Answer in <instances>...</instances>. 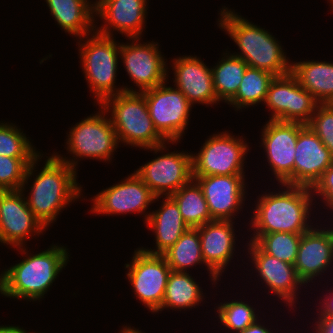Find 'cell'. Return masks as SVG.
Returning a JSON list of instances; mask_svg holds the SVG:
<instances>
[{
	"instance_id": "obj_1",
	"label": "cell",
	"mask_w": 333,
	"mask_h": 333,
	"mask_svg": "<svg viewBox=\"0 0 333 333\" xmlns=\"http://www.w3.org/2000/svg\"><path fill=\"white\" fill-rule=\"evenodd\" d=\"M43 156L44 154L40 153L29 164L21 190L25 192L28 182L31 183L33 178L30 192L25 196L27 205L48 230L64 208L83 196V187L77 181V170L60 160L54 153L46 156L41 171L36 173L38 162L42 161Z\"/></svg>"
},
{
	"instance_id": "obj_2",
	"label": "cell",
	"mask_w": 333,
	"mask_h": 333,
	"mask_svg": "<svg viewBox=\"0 0 333 333\" xmlns=\"http://www.w3.org/2000/svg\"><path fill=\"white\" fill-rule=\"evenodd\" d=\"M279 186L278 191L259 194L249 221L253 237L248 241L255 242L262 234L274 232L303 234L315 226L310 223L312 207L317 202L312 189L286 184Z\"/></svg>"
},
{
	"instance_id": "obj_3",
	"label": "cell",
	"mask_w": 333,
	"mask_h": 333,
	"mask_svg": "<svg viewBox=\"0 0 333 333\" xmlns=\"http://www.w3.org/2000/svg\"><path fill=\"white\" fill-rule=\"evenodd\" d=\"M49 247L35 254L29 253L27 246L17 247L24 258L0 273V294L4 298L30 302L45 298L70 257L67 246L52 244Z\"/></svg>"
},
{
	"instance_id": "obj_4",
	"label": "cell",
	"mask_w": 333,
	"mask_h": 333,
	"mask_svg": "<svg viewBox=\"0 0 333 333\" xmlns=\"http://www.w3.org/2000/svg\"><path fill=\"white\" fill-rule=\"evenodd\" d=\"M220 10L218 27L226 31L237 45V50H240L231 54L243 59L248 67L264 70L275 76L291 72L292 61L274 35L235 13V10L225 6Z\"/></svg>"
},
{
	"instance_id": "obj_5",
	"label": "cell",
	"mask_w": 333,
	"mask_h": 333,
	"mask_svg": "<svg viewBox=\"0 0 333 333\" xmlns=\"http://www.w3.org/2000/svg\"><path fill=\"white\" fill-rule=\"evenodd\" d=\"M79 39V63L96 100L94 105H101L107 98L119 93L136 92V88L115 85L121 43L112 36L101 35L96 31Z\"/></svg>"
},
{
	"instance_id": "obj_6",
	"label": "cell",
	"mask_w": 333,
	"mask_h": 333,
	"mask_svg": "<svg viewBox=\"0 0 333 333\" xmlns=\"http://www.w3.org/2000/svg\"><path fill=\"white\" fill-rule=\"evenodd\" d=\"M101 106L110 113L118 142L141 149L163 145L167 141L157 132L141 92H123L107 98Z\"/></svg>"
},
{
	"instance_id": "obj_7",
	"label": "cell",
	"mask_w": 333,
	"mask_h": 333,
	"mask_svg": "<svg viewBox=\"0 0 333 333\" xmlns=\"http://www.w3.org/2000/svg\"><path fill=\"white\" fill-rule=\"evenodd\" d=\"M90 116L77 122L70 128L66 138V150L72 156L63 157L53 152L60 160L78 170L79 159H95L111 162L119 142L112 122L106 110L101 106ZM108 115V116H106ZM71 158V159H70Z\"/></svg>"
},
{
	"instance_id": "obj_8",
	"label": "cell",
	"mask_w": 333,
	"mask_h": 333,
	"mask_svg": "<svg viewBox=\"0 0 333 333\" xmlns=\"http://www.w3.org/2000/svg\"><path fill=\"white\" fill-rule=\"evenodd\" d=\"M229 131L210 135L198 153H192V175H245L244 164L250 151L243 136Z\"/></svg>"
},
{
	"instance_id": "obj_9",
	"label": "cell",
	"mask_w": 333,
	"mask_h": 333,
	"mask_svg": "<svg viewBox=\"0 0 333 333\" xmlns=\"http://www.w3.org/2000/svg\"><path fill=\"white\" fill-rule=\"evenodd\" d=\"M175 143L178 142H167L160 146L146 148L156 155L158 153L161 155L155 156L134 171L156 197L171 196L193 179L192 152H169L167 145Z\"/></svg>"
},
{
	"instance_id": "obj_10",
	"label": "cell",
	"mask_w": 333,
	"mask_h": 333,
	"mask_svg": "<svg viewBox=\"0 0 333 333\" xmlns=\"http://www.w3.org/2000/svg\"><path fill=\"white\" fill-rule=\"evenodd\" d=\"M166 82L141 93L157 132L167 142H180L188 129L193 105L179 89Z\"/></svg>"
},
{
	"instance_id": "obj_11",
	"label": "cell",
	"mask_w": 333,
	"mask_h": 333,
	"mask_svg": "<svg viewBox=\"0 0 333 333\" xmlns=\"http://www.w3.org/2000/svg\"><path fill=\"white\" fill-rule=\"evenodd\" d=\"M125 269H128L126 278L131 283L136 298L151 313H159L172 271L165 257L149 254L139 247L134 250L130 263L125 264Z\"/></svg>"
},
{
	"instance_id": "obj_12",
	"label": "cell",
	"mask_w": 333,
	"mask_h": 333,
	"mask_svg": "<svg viewBox=\"0 0 333 333\" xmlns=\"http://www.w3.org/2000/svg\"><path fill=\"white\" fill-rule=\"evenodd\" d=\"M163 196L156 197L150 188L136 175L129 174L117 184H113L97 193L91 201L90 212L94 215H124L127 213L144 214V224L150 212L149 205Z\"/></svg>"
},
{
	"instance_id": "obj_13",
	"label": "cell",
	"mask_w": 333,
	"mask_h": 333,
	"mask_svg": "<svg viewBox=\"0 0 333 333\" xmlns=\"http://www.w3.org/2000/svg\"><path fill=\"white\" fill-rule=\"evenodd\" d=\"M271 115L269 120L307 124L319 104L290 72L275 76L263 103Z\"/></svg>"
},
{
	"instance_id": "obj_14",
	"label": "cell",
	"mask_w": 333,
	"mask_h": 333,
	"mask_svg": "<svg viewBox=\"0 0 333 333\" xmlns=\"http://www.w3.org/2000/svg\"><path fill=\"white\" fill-rule=\"evenodd\" d=\"M141 39L128 38L130 42H121L120 46V59L134 86L139 88L136 92L159 86L170 77V68L159 49V43L153 40L145 43Z\"/></svg>"
},
{
	"instance_id": "obj_15",
	"label": "cell",
	"mask_w": 333,
	"mask_h": 333,
	"mask_svg": "<svg viewBox=\"0 0 333 333\" xmlns=\"http://www.w3.org/2000/svg\"><path fill=\"white\" fill-rule=\"evenodd\" d=\"M299 122L268 120L261 128V146L277 184L293 185L295 146L298 133L305 127Z\"/></svg>"
},
{
	"instance_id": "obj_16",
	"label": "cell",
	"mask_w": 333,
	"mask_h": 333,
	"mask_svg": "<svg viewBox=\"0 0 333 333\" xmlns=\"http://www.w3.org/2000/svg\"><path fill=\"white\" fill-rule=\"evenodd\" d=\"M25 193L22 190L0 191V243L3 245L23 247L31 238H38L46 231L29 209Z\"/></svg>"
},
{
	"instance_id": "obj_17",
	"label": "cell",
	"mask_w": 333,
	"mask_h": 333,
	"mask_svg": "<svg viewBox=\"0 0 333 333\" xmlns=\"http://www.w3.org/2000/svg\"><path fill=\"white\" fill-rule=\"evenodd\" d=\"M247 251L250 256L248 261L252 263L261 282L285 305L292 309L296 307L300 297V287L305 286L304 282L298 277L296 268L293 264L286 263L265 253L255 242L247 241Z\"/></svg>"
},
{
	"instance_id": "obj_18",
	"label": "cell",
	"mask_w": 333,
	"mask_h": 333,
	"mask_svg": "<svg viewBox=\"0 0 333 333\" xmlns=\"http://www.w3.org/2000/svg\"><path fill=\"white\" fill-rule=\"evenodd\" d=\"M246 175L193 176L201 187L212 220L233 221L246 200Z\"/></svg>"
},
{
	"instance_id": "obj_19",
	"label": "cell",
	"mask_w": 333,
	"mask_h": 333,
	"mask_svg": "<svg viewBox=\"0 0 333 333\" xmlns=\"http://www.w3.org/2000/svg\"><path fill=\"white\" fill-rule=\"evenodd\" d=\"M148 2L149 0H95V19L100 18L103 23L95 26V31L112 37L116 31L124 34L126 39L144 37Z\"/></svg>"
},
{
	"instance_id": "obj_20",
	"label": "cell",
	"mask_w": 333,
	"mask_h": 333,
	"mask_svg": "<svg viewBox=\"0 0 333 333\" xmlns=\"http://www.w3.org/2000/svg\"><path fill=\"white\" fill-rule=\"evenodd\" d=\"M234 221L213 220L197 227L201 253L212 285L216 287L228 264L235 255L236 239Z\"/></svg>"
},
{
	"instance_id": "obj_21",
	"label": "cell",
	"mask_w": 333,
	"mask_h": 333,
	"mask_svg": "<svg viewBox=\"0 0 333 333\" xmlns=\"http://www.w3.org/2000/svg\"><path fill=\"white\" fill-rule=\"evenodd\" d=\"M316 226L302 234L294 264L306 286L316 277L322 278L333 265V227Z\"/></svg>"
},
{
	"instance_id": "obj_22",
	"label": "cell",
	"mask_w": 333,
	"mask_h": 333,
	"mask_svg": "<svg viewBox=\"0 0 333 333\" xmlns=\"http://www.w3.org/2000/svg\"><path fill=\"white\" fill-rule=\"evenodd\" d=\"M174 72V87L179 89L192 104L213 106L219 104L217 99L211 67L199 56H180L171 60Z\"/></svg>"
},
{
	"instance_id": "obj_23",
	"label": "cell",
	"mask_w": 333,
	"mask_h": 333,
	"mask_svg": "<svg viewBox=\"0 0 333 333\" xmlns=\"http://www.w3.org/2000/svg\"><path fill=\"white\" fill-rule=\"evenodd\" d=\"M333 163V155L318 136L306 125L295 146L293 185L312 188Z\"/></svg>"
},
{
	"instance_id": "obj_24",
	"label": "cell",
	"mask_w": 333,
	"mask_h": 333,
	"mask_svg": "<svg viewBox=\"0 0 333 333\" xmlns=\"http://www.w3.org/2000/svg\"><path fill=\"white\" fill-rule=\"evenodd\" d=\"M158 210H153L145 224L154 233L155 247H140L149 254L165 253L189 228L182 219L178 204L171 196H164Z\"/></svg>"
},
{
	"instance_id": "obj_25",
	"label": "cell",
	"mask_w": 333,
	"mask_h": 333,
	"mask_svg": "<svg viewBox=\"0 0 333 333\" xmlns=\"http://www.w3.org/2000/svg\"><path fill=\"white\" fill-rule=\"evenodd\" d=\"M57 25L77 39L95 31V1L45 0ZM96 21V22H95Z\"/></svg>"
},
{
	"instance_id": "obj_26",
	"label": "cell",
	"mask_w": 333,
	"mask_h": 333,
	"mask_svg": "<svg viewBox=\"0 0 333 333\" xmlns=\"http://www.w3.org/2000/svg\"><path fill=\"white\" fill-rule=\"evenodd\" d=\"M291 73L319 104H329L333 100V62L292 61Z\"/></svg>"
},
{
	"instance_id": "obj_27",
	"label": "cell",
	"mask_w": 333,
	"mask_h": 333,
	"mask_svg": "<svg viewBox=\"0 0 333 333\" xmlns=\"http://www.w3.org/2000/svg\"><path fill=\"white\" fill-rule=\"evenodd\" d=\"M199 282L188 272L171 271L168 277L164 299L159 312L164 309L184 311L198 307L203 302L204 293Z\"/></svg>"
},
{
	"instance_id": "obj_28",
	"label": "cell",
	"mask_w": 333,
	"mask_h": 333,
	"mask_svg": "<svg viewBox=\"0 0 333 333\" xmlns=\"http://www.w3.org/2000/svg\"><path fill=\"white\" fill-rule=\"evenodd\" d=\"M223 57L211 66L214 90L219 101L227 103L237 92L247 63L230 52H223Z\"/></svg>"
},
{
	"instance_id": "obj_29",
	"label": "cell",
	"mask_w": 333,
	"mask_h": 333,
	"mask_svg": "<svg viewBox=\"0 0 333 333\" xmlns=\"http://www.w3.org/2000/svg\"><path fill=\"white\" fill-rule=\"evenodd\" d=\"M171 197L178 204L182 219L189 228H197L213 221L203 191L194 179Z\"/></svg>"
},
{
	"instance_id": "obj_30",
	"label": "cell",
	"mask_w": 333,
	"mask_h": 333,
	"mask_svg": "<svg viewBox=\"0 0 333 333\" xmlns=\"http://www.w3.org/2000/svg\"><path fill=\"white\" fill-rule=\"evenodd\" d=\"M274 77L270 72L247 67L236 94L227 104L237 111L263 104Z\"/></svg>"
},
{
	"instance_id": "obj_31",
	"label": "cell",
	"mask_w": 333,
	"mask_h": 333,
	"mask_svg": "<svg viewBox=\"0 0 333 333\" xmlns=\"http://www.w3.org/2000/svg\"><path fill=\"white\" fill-rule=\"evenodd\" d=\"M172 271L187 272L189 268L204 264L199 232L197 228H188L165 253L162 254Z\"/></svg>"
},
{
	"instance_id": "obj_32",
	"label": "cell",
	"mask_w": 333,
	"mask_h": 333,
	"mask_svg": "<svg viewBox=\"0 0 333 333\" xmlns=\"http://www.w3.org/2000/svg\"><path fill=\"white\" fill-rule=\"evenodd\" d=\"M215 307L219 323L230 333L243 331L260 317L259 313L256 312V308L243 301V299L220 302Z\"/></svg>"
},
{
	"instance_id": "obj_33",
	"label": "cell",
	"mask_w": 333,
	"mask_h": 333,
	"mask_svg": "<svg viewBox=\"0 0 333 333\" xmlns=\"http://www.w3.org/2000/svg\"><path fill=\"white\" fill-rule=\"evenodd\" d=\"M302 234L274 232L262 234L255 243L268 255L295 264Z\"/></svg>"
},
{
	"instance_id": "obj_34",
	"label": "cell",
	"mask_w": 333,
	"mask_h": 333,
	"mask_svg": "<svg viewBox=\"0 0 333 333\" xmlns=\"http://www.w3.org/2000/svg\"><path fill=\"white\" fill-rule=\"evenodd\" d=\"M29 137L13 123L0 122V155L8 157H37L40 151Z\"/></svg>"
},
{
	"instance_id": "obj_35",
	"label": "cell",
	"mask_w": 333,
	"mask_h": 333,
	"mask_svg": "<svg viewBox=\"0 0 333 333\" xmlns=\"http://www.w3.org/2000/svg\"><path fill=\"white\" fill-rule=\"evenodd\" d=\"M35 158L0 155V191L21 190L28 166Z\"/></svg>"
},
{
	"instance_id": "obj_36",
	"label": "cell",
	"mask_w": 333,
	"mask_h": 333,
	"mask_svg": "<svg viewBox=\"0 0 333 333\" xmlns=\"http://www.w3.org/2000/svg\"><path fill=\"white\" fill-rule=\"evenodd\" d=\"M333 155V106L318 104L311 120L306 124Z\"/></svg>"
},
{
	"instance_id": "obj_37",
	"label": "cell",
	"mask_w": 333,
	"mask_h": 333,
	"mask_svg": "<svg viewBox=\"0 0 333 333\" xmlns=\"http://www.w3.org/2000/svg\"><path fill=\"white\" fill-rule=\"evenodd\" d=\"M311 189L314 196L322 199L321 202H324L326 209L333 210V163Z\"/></svg>"
},
{
	"instance_id": "obj_38",
	"label": "cell",
	"mask_w": 333,
	"mask_h": 333,
	"mask_svg": "<svg viewBox=\"0 0 333 333\" xmlns=\"http://www.w3.org/2000/svg\"><path fill=\"white\" fill-rule=\"evenodd\" d=\"M331 289L332 288L330 287V290H324L325 293H327L319 299L322 302L319 301L318 303L317 316H333V290Z\"/></svg>"
},
{
	"instance_id": "obj_39",
	"label": "cell",
	"mask_w": 333,
	"mask_h": 333,
	"mask_svg": "<svg viewBox=\"0 0 333 333\" xmlns=\"http://www.w3.org/2000/svg\"><path fill=\"white\" fill-rule=\"evenodd\" d=\"M312 333H333V316L316 317Z\"/></svg>"
},
{
	"instance_id": "obj_40",
	"label": "cell",
	"mask_w": 333,
	"mask_h": 333,
	"mask_svg": "<svg viewBox=\"0 0 333 333\" xmlns=\"http://www.w3.org/2000/svg\"><path fill=\"white\" fill-rule=\"evenodd\" d=\"M271 329L272 328H267L265 324L263 325L261 323V317H259V319H257L253 324L238 333H274Z\"/></svg>"
},
{
	"instance_id": "obj_41",
	"label": "cell",
	"mask_w": 333,
	"mask_h": 333,
	"mask_svg": "<svg viewBox=\"0 0 333 333\" xmlns=\"http://www.w3.org/2000/svg\"><path fill=\"white\" fill-rule=\"evenodd\" d=\"M0 333H31L26 331L23 327L13 325H0Z\"/></svg>"
},
{
	"instance_id": "obj_42",
	"label": "cell",
	"mask_w": 333,
	"mask_h": 333,
	"mask_svg": "<svg viewBox=\"0 0 333 333\" xmlns=\"http://www.w3.org/2000/svg\"><path fill=\"white\" fill-rule=\"evenodd\" d=\"M119 333H145L144 331L142 332L141 330L136 329L135 327H131L124 324L122 330H120Z\"/></svg>"
},
{
	"instance_id": "obj_43",
	"label": "cell",
	"mask_w": 333,
	"mask_h": 333,
	"mask_svg": "<svg viewBox=\"0 0 333 333\" xmlns=\"http://www.w3.org/2000/svg\"><path fill=\"white\" fill-rule=\"evenodd\" d=\"M328 2L330 3V5H331V10L333 11V0H328Z\"/></svg>"
}]
</instances>
